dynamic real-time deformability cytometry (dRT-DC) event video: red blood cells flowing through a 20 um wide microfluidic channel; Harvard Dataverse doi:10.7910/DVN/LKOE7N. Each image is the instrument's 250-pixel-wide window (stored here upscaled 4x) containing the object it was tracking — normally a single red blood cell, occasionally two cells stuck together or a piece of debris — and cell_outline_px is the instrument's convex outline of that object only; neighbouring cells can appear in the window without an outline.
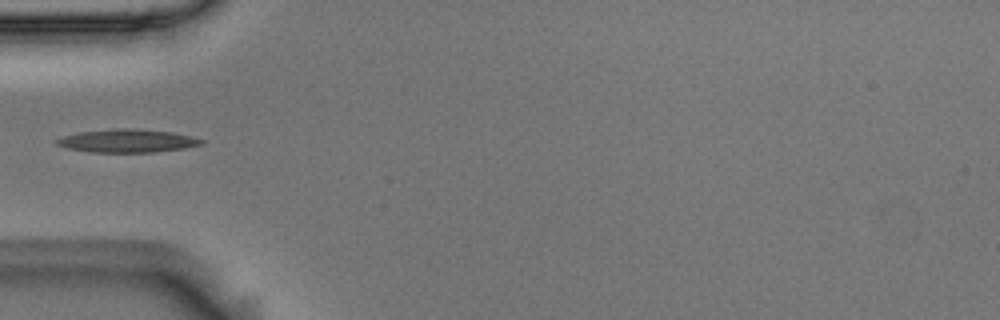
{"species": "Egyptian fruit bat (a non-hibernating species)", "species_latin": "Rousettus aegyptiacus", "temperature_condition": "room temperature", "stored_images_in_passage": 4, "camera_frame_rate_fps": 3000, "um_per_image_px": 0.085, "animal": {"sex": "male"}, "frame": {"image": 1, "passage_image": 3, "time_ms": 0.667, "image_size_px": [1000, 320], "cell_outline_px": [[204, 144], [184, 148], [152, 152], [88, 152], [68, 148], [56, 144], [56, 140], [64, 136], [80, 132], [124, 128], [128, 128], [172, 132], [192, 136], [204, 140]], "centroid_in_image_um": [10.86, 11.98], "position_along_channel_um": 74.1, "area_um2": 19.25}}
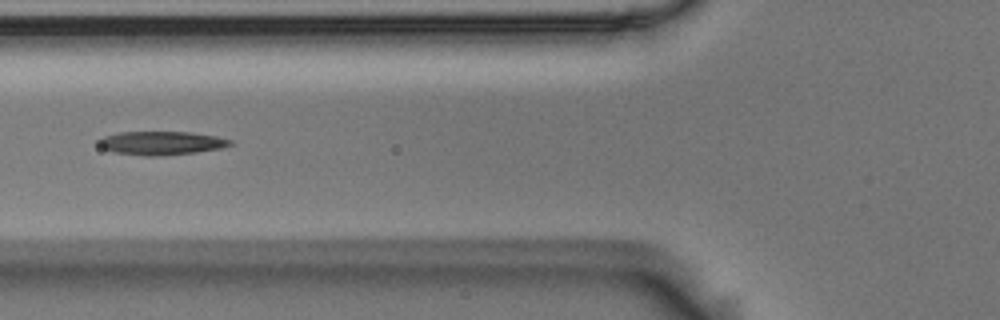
{"frame": {"image": 2, "passage_image": 4, "time_ms": 1.0, "image_size_px": [1000, 320], "cell_outline_px": [[232, 144], [220, 148], [196, 152], [152, 156], [144, 156], [112, 152], [100, 148], [96, 144], [96, 140], [104, 136], [120, 132], [192, 132], [216, 136], [232, 140]], "centroid_in_image_um": [13.63, 12.15], "position_along_channel_um": 112.2, "area_um2": 18.15}}